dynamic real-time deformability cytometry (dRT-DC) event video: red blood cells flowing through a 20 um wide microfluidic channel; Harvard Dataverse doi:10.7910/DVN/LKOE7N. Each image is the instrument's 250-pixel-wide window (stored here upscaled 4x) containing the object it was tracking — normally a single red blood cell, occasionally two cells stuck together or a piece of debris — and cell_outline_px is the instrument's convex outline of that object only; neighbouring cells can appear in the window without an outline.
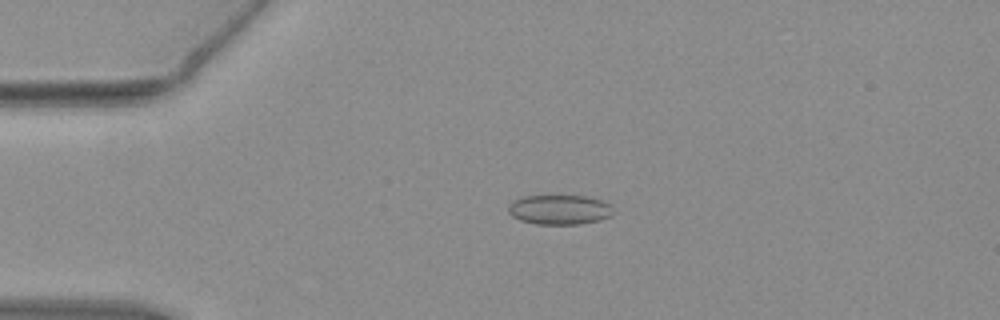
{"species": "common noctule bat (a hibernating species)", "species_latin": "Nyctalus noctula", "temperature_condition": "warm", "stored_images_in_passage": 55, "camera_frame_rate_fps": 3000, "um_per_image_px": 0.085, "animal": {"sex": "female", "body_mass_g": 19.3, "forearm_length_mm": 54.1}, "frame": {"image": 1, "passage_image": 13, "time_ms": 4.0, "image_size_px": [1000, 320], "cell_outline_px": [[616, 212], [612, 216], [600, 220], [580, 224], [536, 224], [520, 220], [512, 216], [508, 212], [508, 204], [512, 200], [524, 196], [588, 196], [612, 204]], "centroid_in_image_um": [47.6, 17.82], "position_along_channel_um": 37.4, "area_um2": 18.5}}
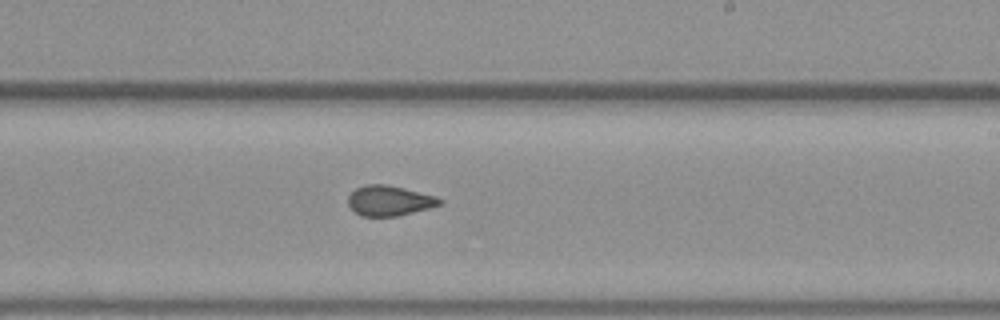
{"frame": {"image": 2, "passage_image": 33, "time_ms": 10.667, "image_size_px": [1000, 320], "cell_outline_px": [[444, 204], [396, 216], [360, 216], [348, 204], [348, 196], [356, 188], [368, 184], [384, 184], [404, 188], [436, 196], [444, 200]], "centroid_in_image_um": [33.12, 17.05], "position_along_channel_um": 255.9, "area_um2": 16.01}}
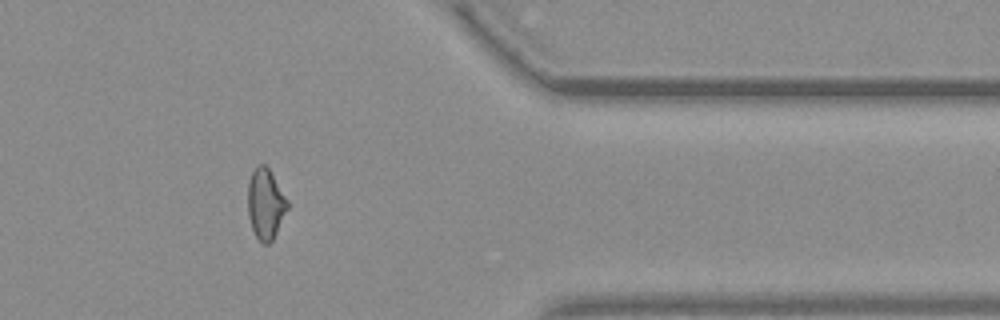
{"frame": {"image": 3, "passage_image": 45, "time_ms": 14.667, "image_size_px": [1000, 320], "cell_outline_px": [[288, 208], [272, 240], [268, 244], [264, 244], [256, 236], [252, 228], [248, 216], [248, 184], [252, 172], [256, 164], [264, 164], [268, 168], [288, 200]], "centroid_in_image_um": [22.56, 17.31], "position_along_channel_um": 388.8, "area_um2": 16.07}, "authors_computed_cell_mechanics": {"area_um2": 16.762, "velocity_mm_per_s": 3.81, "shape_relaxation_time_tau1_ms": null, "shape_relaxation_time_tau2_ms": 1.0685, "deformation_change_tau1": null, "deformation_change_tau2": 0.0625}}